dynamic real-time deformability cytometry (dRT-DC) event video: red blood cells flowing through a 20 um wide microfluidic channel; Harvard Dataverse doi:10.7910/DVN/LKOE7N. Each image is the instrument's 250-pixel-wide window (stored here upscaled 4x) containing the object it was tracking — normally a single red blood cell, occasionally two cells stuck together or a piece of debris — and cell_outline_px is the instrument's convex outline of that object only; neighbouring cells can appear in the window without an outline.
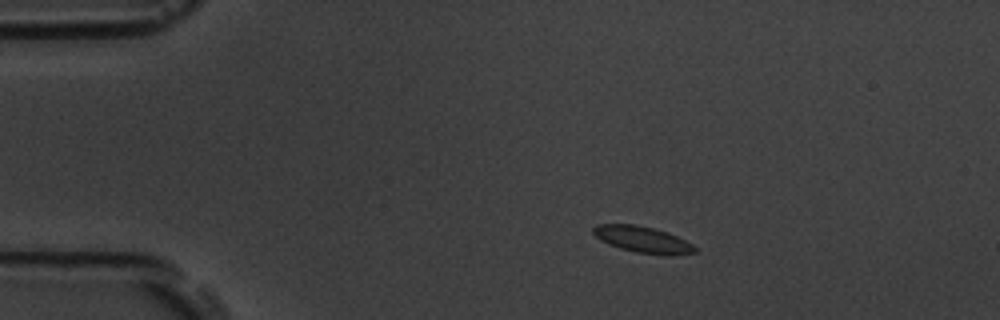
{"species": "common noctule bat (a hibernating species)", "species_latin": "Nyctalus noctula", "temperature_condition": "room temperature", "stored_images_in_passage": 54, "camera_frame_rate_fps": 3000, "um_per_image_px": 0.085, "animal": {"sex": "male", "body_mass_g": 19.5, "forearm_length_mm": 54.6}, "frame": {"image": 1, "passage_image": 9, "time_ms": 2.667, "image_size_px": [1000, 320], "cell_outline_px": [[696, 252], [676, 256], [664, 256], [636, 252], [620, 248], [608, 244], [600, 240], [592, 232], [592, 228], [596, 224], [636, 224], [668, 232], [692, 244], [696, 248]], "centroid_in_image_um": [54.63, 20.37], "position_along_channel_um": 30.4, "area_um2": 15.78}}
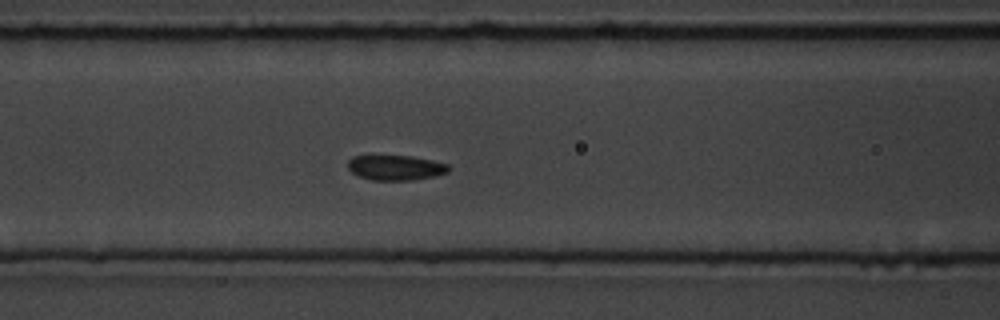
{"frame": {"image": 2, "passage_image": 22, "time_ms": 7.0, "image_size_px": [1000, 320], "cell_outline_px": [[452, 168], [448, 172], [436, 176], [412, 180], [372, 180], [360, 176], [352, 172], [348, 168], [348, 160], [352, 156], [412, 156], [432, 160], [448, 164]], "centroid_in_image_um": [33.67, 14.25], "position_along_channel_um": 132.9, "area_um2": 14.74}}
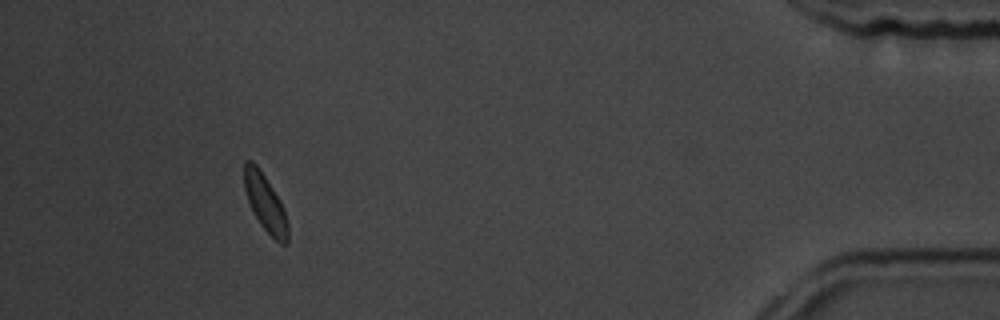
{"frame": {"image": 3, "passage_image": 50, "time_ms": 16.333, "image_size_px": [1000, 320], "cell_outline_px": [[288, 244], [280, 244], [260, 224], [252, 212], [244, 188], [244, 160], [252, 160], [260, 168], [280, 200], [284, 208], [288, 224]], "centroid_in_image_um": [22.54, 17.23], "position_along_channel_um": 412.7, "area_um2": 14.62}, "authors_computed_cell_mechanics": {"area_um2": 15.2303, "velocity_mm_per_s": 3.6676, "shape_relaxation_time_tau1_ms": 4.1814, "shape_relaxation_time_tau2_ms": null, "deformation_change_tau1": 0.0741, "deformation_change_tau2": null}}